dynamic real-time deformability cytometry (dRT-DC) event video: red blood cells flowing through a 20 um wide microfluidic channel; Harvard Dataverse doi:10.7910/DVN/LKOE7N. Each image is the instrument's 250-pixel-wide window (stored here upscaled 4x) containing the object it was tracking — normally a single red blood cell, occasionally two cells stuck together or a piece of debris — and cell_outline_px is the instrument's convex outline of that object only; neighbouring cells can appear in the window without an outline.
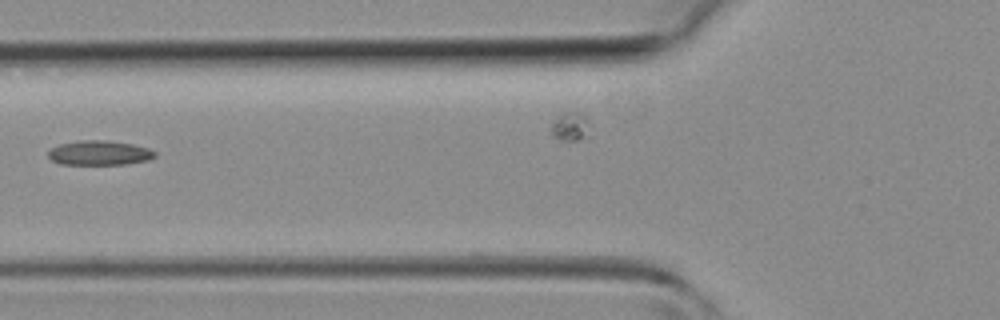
{"species": "common noctule bat (a hibernating species)", "species_latin": "Nyctalus noctula", "temperature_condition": "room temperature", "stored_images_in_passage": 18, "camera_frame_rate_fps": 3000, "um_per_image_px": 0.085, "animal": {"sex": "female", "body_mass_g": 19.3, "forearm_length_mm": 54.1}, "frame": {"image": 1, "passage_image": 3, "time_ms": 0.667, "image_size_px": [1000, 320], "cell_outline_px": [[156, 156], [148, 160], [128, 164], [60, 164], [52, 160], [48, 156], [48, 152], [52, 148], [60, 144], [80, 140], [104, 140], [132, 144], [148, 148], [156, 152]], "centroid_in_image_um": [8.46, 13.0], "position_along_channel_um": 117.3, "area_um2": 15.2}}